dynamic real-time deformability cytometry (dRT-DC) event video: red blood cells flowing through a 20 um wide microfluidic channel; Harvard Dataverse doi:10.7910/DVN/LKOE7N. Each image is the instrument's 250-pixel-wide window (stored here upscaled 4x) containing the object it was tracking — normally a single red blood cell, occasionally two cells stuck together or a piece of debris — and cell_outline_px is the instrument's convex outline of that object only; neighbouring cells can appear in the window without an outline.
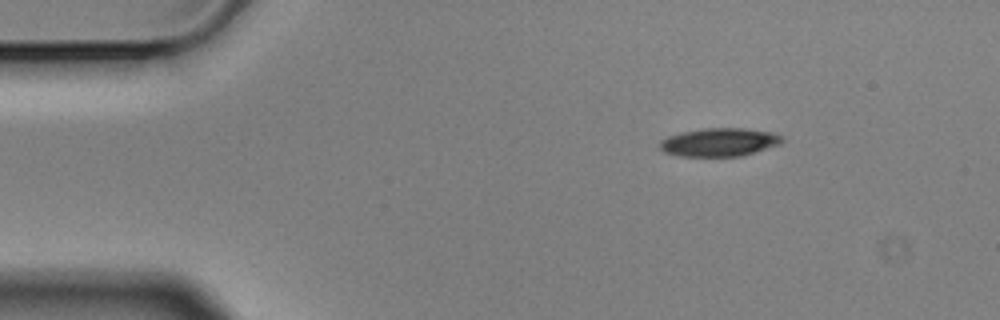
{"species": "Egyptian fruit bat (a non-hibernating species)", "species_latin": "Rousettus aegyptiacus", "temperature_condition": "cold", "stored_images_in_passage": 3, "camera_frame_rate_fps": 3000, "um_per_image_px": 0.085, "animal": {"sex": "male"}, "frame": {"image": 1, "passage_image": 1, "time_ms": 0.0, "image_size_px": [1000, 320], "cell_outline_px": [[784, 140], [780, 144], [740, 156], [680, 156], [664, 152], [660, 148], [660, 140], [668, 136], [680, 132], [704, 128], [744, 128], [772, 132], [784, 136]], "centroid_in_image_um": [61.14, 12.07], "position_along_channel_um": 23.9, "area_um2": 20.17}}